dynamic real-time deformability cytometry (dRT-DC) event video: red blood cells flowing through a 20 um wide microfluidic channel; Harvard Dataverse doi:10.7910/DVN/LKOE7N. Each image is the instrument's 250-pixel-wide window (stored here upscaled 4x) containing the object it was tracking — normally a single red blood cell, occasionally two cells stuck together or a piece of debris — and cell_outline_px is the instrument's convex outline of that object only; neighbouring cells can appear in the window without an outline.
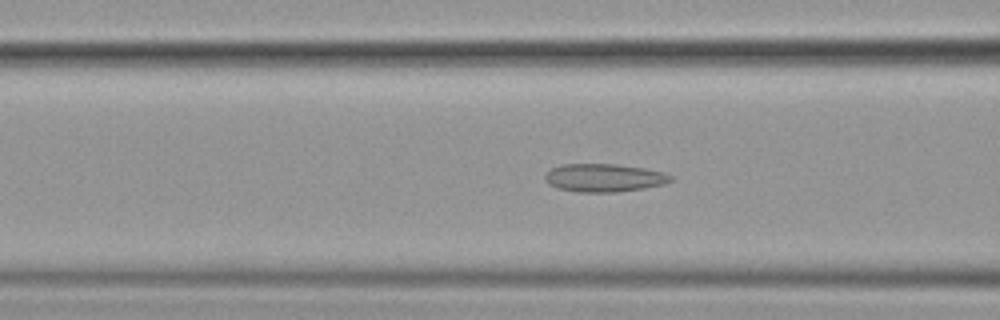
{"species": "common noctule bat (a hibernating species)", "species_latin": "Nyctalus noctula", "temperature_condition": "cold", "stored_images_in_passage": 55, "camera_frame_rate_fps": 3000, "um_per_image_px": 0.085, "animal": {"sex": "female", "body_mass_g": 19.9}, "frame": {"image": 1, "passage_image": 22, "time_ms": 7.0, "image_size_px": [1000, 320], "cell_outline_px": [[676, 180], [664, 184], [644, 188], [616, 192], [576, 192], [556, 188], [548, 184], [544, 180], [544, 176], [552, 168], [560, 164], [616, 164], [644, 168], [664, 172], [672, 176]], "centroid_in_image_um": [51.35, 15.11], "position_along_channel_um": 115.2, "area_um2": 20.81}}
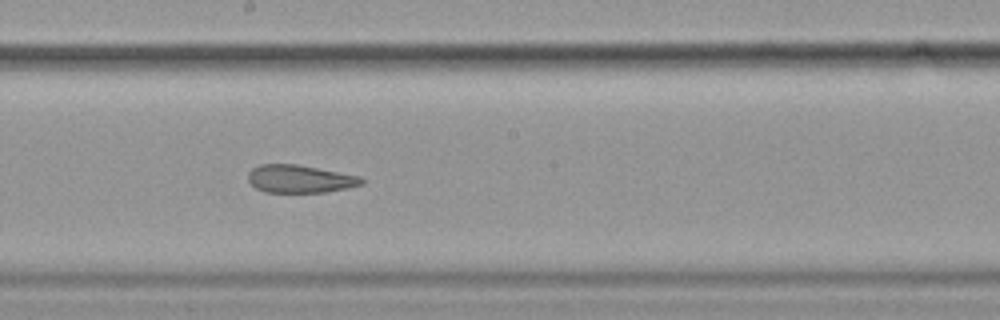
{"frame": {"image": 2, "passage_image": 31, "time_ms": 10.0, "image_size_px": [1000, 320], "cell_outline_px": [[364, 184], [348, 188], [324, 192], [264, 192], [256, 188], [248, 180], [248, 172], [252, 168], [260, 164], [296, 164], [360, 176], [364, 180]], "centroid_in_image_um": [25.48, 15.2], "position_along_channel_um": 222.7, "area_um2": 18.38}}
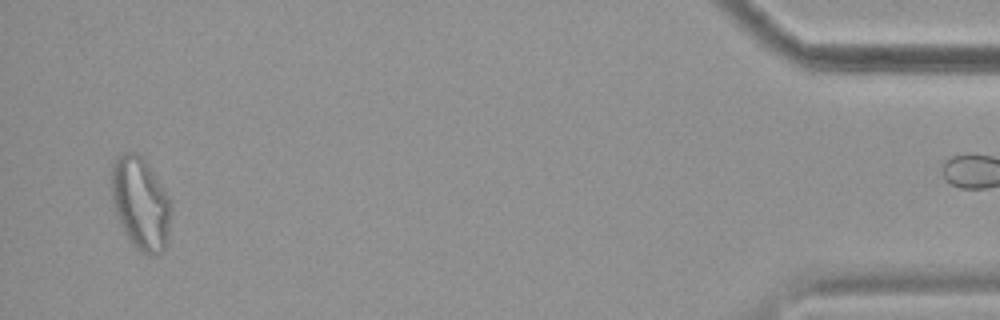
{"frame": {"image": 3, "passage_image": 54, "time_ms": 17.667, "image_size_px": [1000, 320], "cell_outline_px": [[172, 208], [168, 236], [164, 248], [160, 252], [148, 256], [136, 248], [124, 232], [120, 224], [112, 200], [112, 164], [116, 156], [128, 152], [136, 152], [148, 164], [164, 188], [172, 204]], "centroid_in_image_um": [11.96, 17.28], "position_along_channel_um": 423.2, "area_um2": 32.02}}